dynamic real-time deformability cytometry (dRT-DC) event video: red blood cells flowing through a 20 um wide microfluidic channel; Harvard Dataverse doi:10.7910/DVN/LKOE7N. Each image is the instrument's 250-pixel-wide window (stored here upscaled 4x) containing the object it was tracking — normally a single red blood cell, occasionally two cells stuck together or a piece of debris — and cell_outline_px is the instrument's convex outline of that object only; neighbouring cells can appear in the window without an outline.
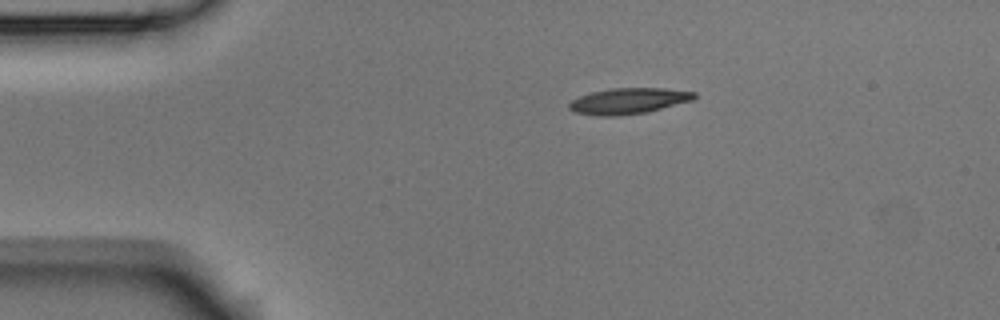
{"species": "Egyptian fruit bat (a non-hibernating species)", "species_latin": "Rousettus aegyptiacus", "temperature_condition": "room temperature", "stored_images_in_passage": 5, "camera_frame_rate_fps": 3000, "um_per_image_px": 0.085, "animal": {"sex": "male"}, "frame": {"image": 1, "passage_image": 1, "time_ms": 0.0, "image_size_px": [1000, 320], "cell_outline_px": [[696, 96], [692, 100], [648, 112], [616, 116], [600, 116], [576, 112], [568, 108], [568, 104], [572, 100], [580, 96], [592, 92], [612, 88], [664, 88], [696, 92]], "centroid_in_image_um": [53.43, 8.58], "position_along_channel_um": 31.6, "area_um2": 18.79}}
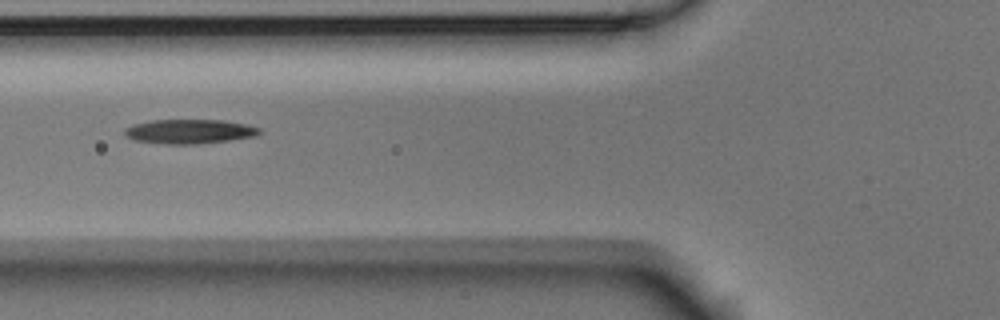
{"frame": {"image": 2, "passage_image": 4, "time_ms": 1.0, "image_size_px": [1000, 320], "cell_outline_px": [[260, 132], [256, 136], [200, 144], [168, 144], [132, 140], [124, 136], [124, 128], [132, 124], [152, 120], [224, 120], [248, 124], [260, 128]], "centroid_in_image_um": [16.07, 11.17], "position_along_channel_um": 109.7, "area_um2": 19.31}}
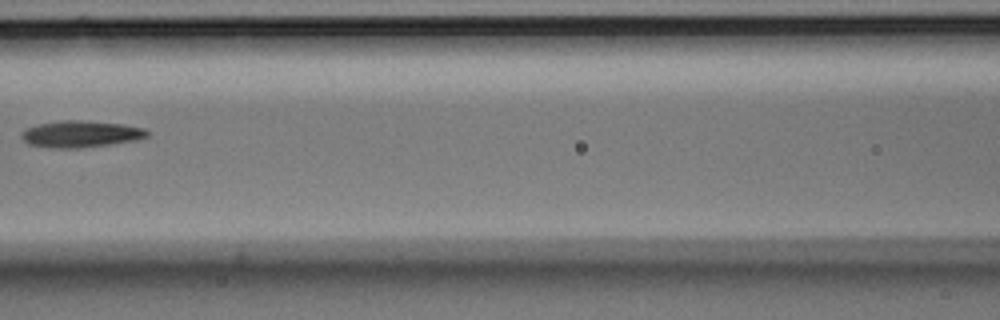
{"frame": {"image": 3, "passage_image": 5, "time_ms": 1.333, "image_size_px": [1000, 320], "cell_outline_px": [[148, 136], [136, 140], [112, 144], [80, 148], [48, 148], [28, 144], [20, 136], [20, 132], [24, 128], [40, 124], [60, 120], [80, 120], [120, 124], [144, 128], [148, 132]], "centroid_in_image_um": [6.81, 11.4], "position_along_channel_um": 159.8, "area_um2": 19.59}}